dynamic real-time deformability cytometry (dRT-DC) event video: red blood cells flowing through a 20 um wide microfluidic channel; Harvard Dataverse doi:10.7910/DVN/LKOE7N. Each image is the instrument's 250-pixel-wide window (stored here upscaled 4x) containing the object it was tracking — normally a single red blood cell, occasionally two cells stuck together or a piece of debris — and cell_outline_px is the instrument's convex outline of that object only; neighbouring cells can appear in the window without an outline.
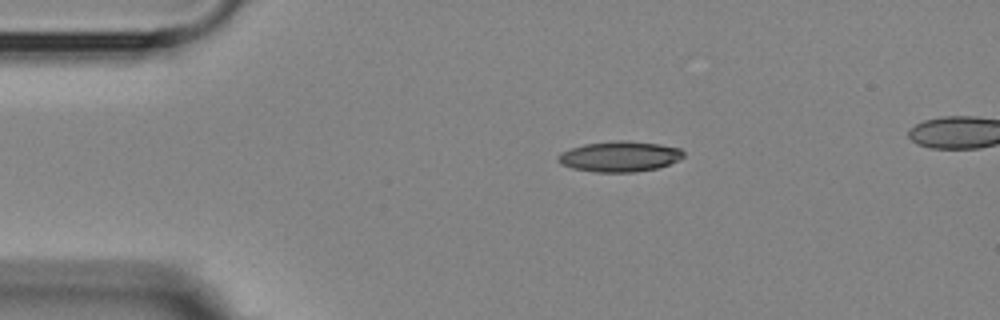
{"species": "Egyptian fruit bat (a non-hibernating species)", "species_latin": "Rousettus aegyptiacus", "temperature_condition": "room temperature", "stored_images_in_passage": 3, "camera_frame_rate_fps": 3000, "um_per_image_px": 0.085, "animal": {"sex": "female"}, "frame": {"image": 1, "passage_image": 1, "time_ms": 0.0, "image_size_px": [1000, 320], "cell_outline_px": [[684, 156], [668, 164], [656, 168], [636, 172], [596, 172], [572, 168], [560, 164], [556, 160], [556, 156], [560, 152], [584, 144], [616, 140], [624, 140], [660, 144], [680, 148], [684, 152]], "centroid_in_image_um": [52.62, 13.29], "position_along_channel_um": 32.4, "area_um2": 22.31}}